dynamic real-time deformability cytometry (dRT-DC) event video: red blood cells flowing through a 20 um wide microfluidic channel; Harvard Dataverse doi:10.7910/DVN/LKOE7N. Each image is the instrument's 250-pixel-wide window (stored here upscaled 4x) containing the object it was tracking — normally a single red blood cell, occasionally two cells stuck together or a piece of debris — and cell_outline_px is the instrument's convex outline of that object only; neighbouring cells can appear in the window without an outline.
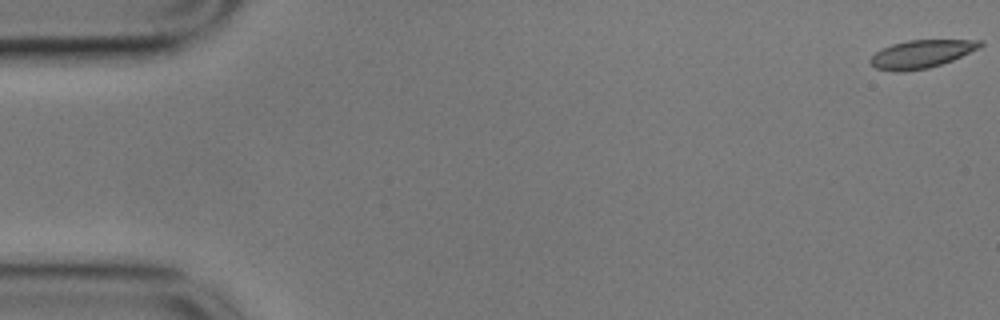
{"species": "common noctule bat (a hibernating species)", "species_latin": "Nyctalus noctula", "temperature_condition": "cold", "stored_images_in_passage": 57, "camera_frame_rate_fps": 3000, "um_per_image_px": 0.085, "animal": {"sex": "male", "body_mass_g": 17.9}, "frame": {"image": 1, "passage_image": 1, "time_ms": 0.0, "image_size_px": [1000, 320], "cell_outline_px": [[984, 44], [980, 48], [952, 60], [928, 68], [904, 72], [892, 72], [876, 68], [868, 60], [876, 52], [892, 44], [908, 40], [984, 40]], "centroid_in_image_um": [78.33, 4.59], "position_along_channel_um": 6.7, "area_um2": 17.92}}
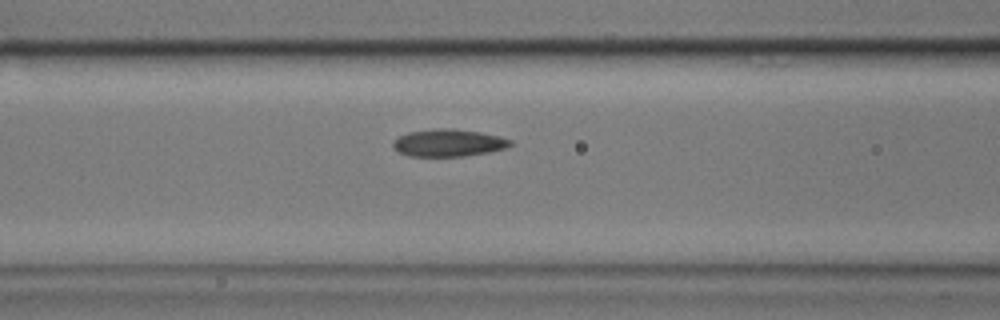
{"frame": {"image": 2, "passage_image": 23, "time_ms": 7.333, "image_size_px": [1000, 320], "cell_outline_px": [[512, 144], [504, 148], [488, 152], [464, 156], [408, 156], [396, 152], [392, 148], [392, 144], [400, 136], [408, 132], [436, 128], [452, 128], [480, 132], [500, 136], [512, 140]], "centroid_in_image_um": [38.09, 12.14], "position_along_channel_um": 128.5, "area_um2": 18.73}}
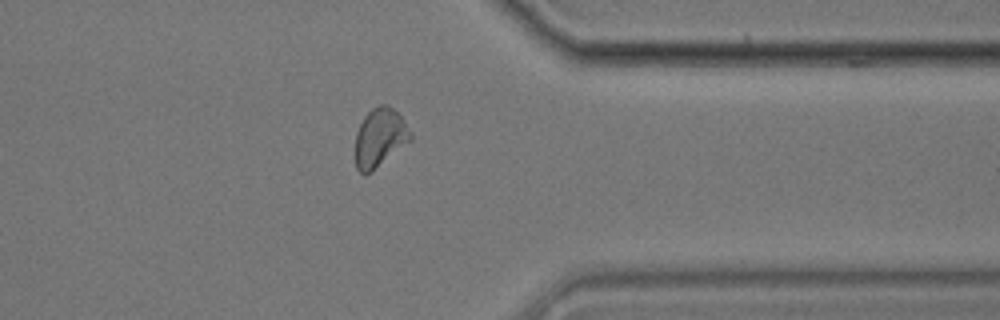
{"frame": {"image": 3, "passage_image": 45, "time_ms": 14.667, "image_size_px": [1000, 320], "cell_outline_px": [[412, 140], [372, 172], [364, 176], [356, 168], [356, 132], [364, 116], [372, 108], [380, 104], [388, 104], [400, 116], [412, 132]], "centroid_in_image_um": [32.29, 11.72], "position_along_channel_um": 379.1, "area_um2": 19.02}, "authors_computed_cell_mechanics": {"area_um2": 18.6694, "velocity_mm_per_s": 3.5369, "shape_relaxation_time_tau1_ms": null, "shape_relaxation_time_tau2_ms": 2.7471, "deformation_change_tau1": null, "deformation_change_tau2": 0.0724}}